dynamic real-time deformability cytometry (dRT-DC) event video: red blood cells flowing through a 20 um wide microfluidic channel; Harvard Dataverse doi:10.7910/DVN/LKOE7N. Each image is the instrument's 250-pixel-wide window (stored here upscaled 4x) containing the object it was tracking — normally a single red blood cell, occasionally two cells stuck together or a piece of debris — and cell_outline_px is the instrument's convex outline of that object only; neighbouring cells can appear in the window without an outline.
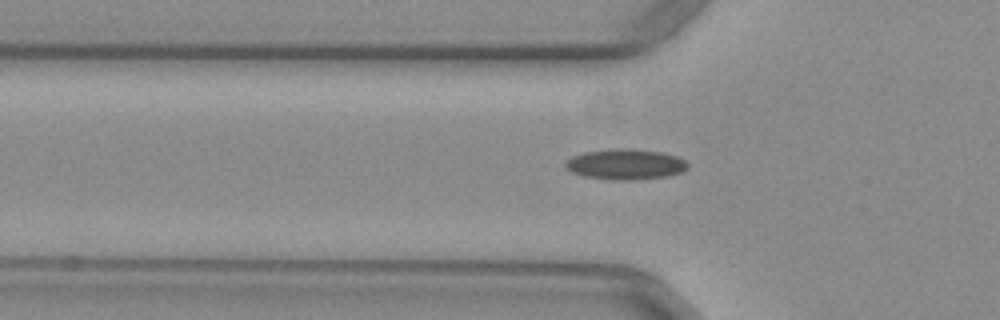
{"species": "common noctule bat (a hibernating species)", "species_latin": "Nyctalus noctula", "temperature_condition": "warm", "stored_images_in_passage": 39, "camera_frame_rate_fps": 3000, "um_per_image_px": 0.085, "animal": {"sex": "female", "body_mass_g": 29.2, "forearm_length_mm": 56.3}, "frame": {"image": 1, "passage_image": 4, "time_ms": 1.0, "image_size_px": [1000, 320], "cell_outline_px": [[688, 168], [684, 172], [668, 176], [632, 180], [612, 180], [584, 176], [572, 172], [564, 164], [572, 156], [584, 152], [616, 148], [628, 148], [664, 152], [676, 156], [684, 160], [688, 164]], "centroid_in_image_um": [53.2, 13.96], "position_along_channel_um": 72.6, "area_um2": 21.85}}
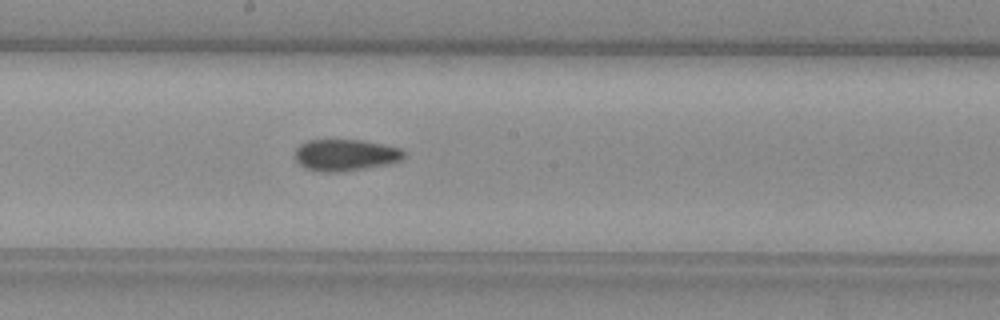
{"frame": {"image": 2, "passage_image": 15, "time_ms": 4.667, "image_size_px": [1000, 320], "cell_outline_px": [[408, 152], [400, 160], [388, 164], [340, 172], [320, 172], [304, 168], [296, 160], [296, 148], [300, 144], [308, 140], [360, 140], [384, 144], [400, 148]], "centroid_in_image_um": [29.37, 13.18], "position_along_channel_um": 218.8, "area_um2": 20.11}}
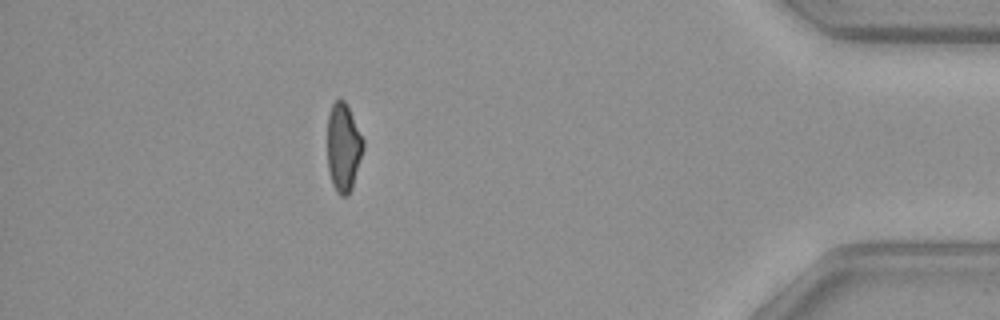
{"frame": {"image": 3, "passage_image": 33, "time_ms": 10.667, "image_size_px": [1000, 320], "cell_outline_px": [[364, 148], [352, 188], [348, 196], [340, 196], [336, 192], [332, 184], [328, 168], [328, 112], [332, 104], [336, 100], [344, 100], [364, 140]], "centroid_in_image_um": [29.19, 12.56], "position_along_channel_um": 406.0, "area_um2": 18.38}}